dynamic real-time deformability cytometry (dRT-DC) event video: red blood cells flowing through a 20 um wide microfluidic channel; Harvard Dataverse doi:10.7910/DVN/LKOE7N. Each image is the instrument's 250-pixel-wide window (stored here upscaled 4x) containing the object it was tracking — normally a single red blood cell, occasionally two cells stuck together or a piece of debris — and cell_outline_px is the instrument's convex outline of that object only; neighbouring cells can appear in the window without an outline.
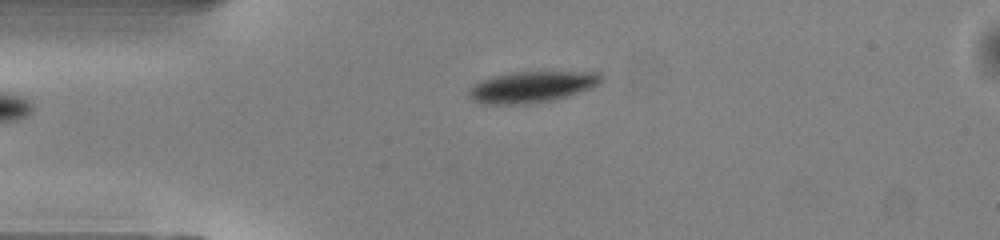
{"species": "common noctule bat (a hibernating species)", "species_latin": "Nyctalus noctula", "temperature_condition": "warm", "stored_images_in_passage": 34, "camera_frame_rate_fps": 3000, "um_per_image_px": 0.085, "animal": {"sex": "male", "body_mass_g": 13.0, "forearm_length_mm": 53.1}, "frame": {"image": 1, "passage_image": 1, "time_ms": 0.0, "image_size_px": [1000, 240], "cell_outline_px": [[600, 80], [592, 88], [568, 96], [552, 100], [528, 104], [484, 104], [472, 100], [468, 96], [468, 92], [476, 84], [484, 80], [496, 76], [512, 72], [600, 72]], "centroid_in_image_um": [45.2, 7.4], "position_along_channel_um": 39.8, "area_um2": 23.64}}
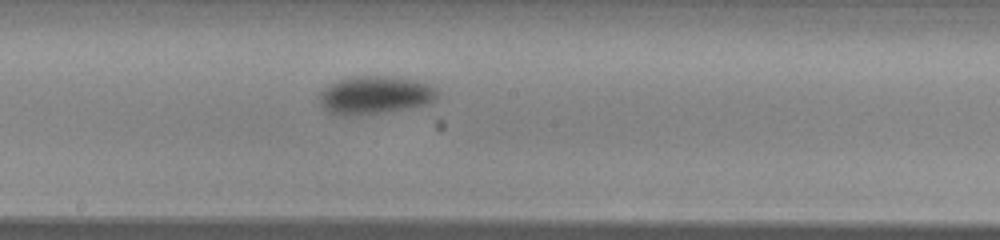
{"frame": {"image": 2, "passage_image": 16, "time_ms": 5.0, "image_size_px": [1000, 240], "cell_outline_px": [[440, 92], [436, 100], [428, 104], [408, 108], [384, 112], [344, 116], [328, 112], [320, 104], [320, 92], [328, 84], [340, 80], [356, 76], [392, 76], [416, 80], [428, 84], [436, 88]], "centroid_in_image_um": [31.91, 8.08], "position_along_channel_um": 216.3, "area_um2": 26.24}}
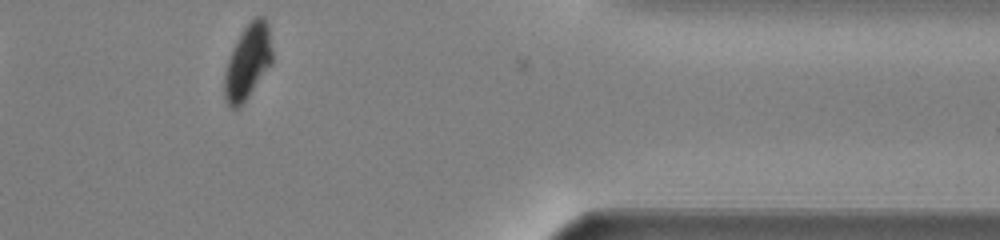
{"frame": {"image": 3, "passage_image": 31, "time_ms": 10.0, "image_size_px": [1000, 240], "cell_outline_px": [[272, 64], [244, 104], [236, 108], [232, 108], [228, 104], [224, 96], [224, 72], [232, 48], [244, 28], [256, 16], [264, 16], [268, 24], [272, 48]], "centroid_in_image_um": [21.07, 5.28], "position_along_channel_um": 390.3, "area_um2": 20.98}, "authors_computed_cell_mechanics": {"area_um2": 25.7499, "velocity_mm_per_s": 4.0287, "shape_relaxation_time_tau1_ms": 2.2009, "shape_relaxation_time_tau2_ms": null, "deformation_change_tau1": 0.0978, "deformation_change_tau2": null}}